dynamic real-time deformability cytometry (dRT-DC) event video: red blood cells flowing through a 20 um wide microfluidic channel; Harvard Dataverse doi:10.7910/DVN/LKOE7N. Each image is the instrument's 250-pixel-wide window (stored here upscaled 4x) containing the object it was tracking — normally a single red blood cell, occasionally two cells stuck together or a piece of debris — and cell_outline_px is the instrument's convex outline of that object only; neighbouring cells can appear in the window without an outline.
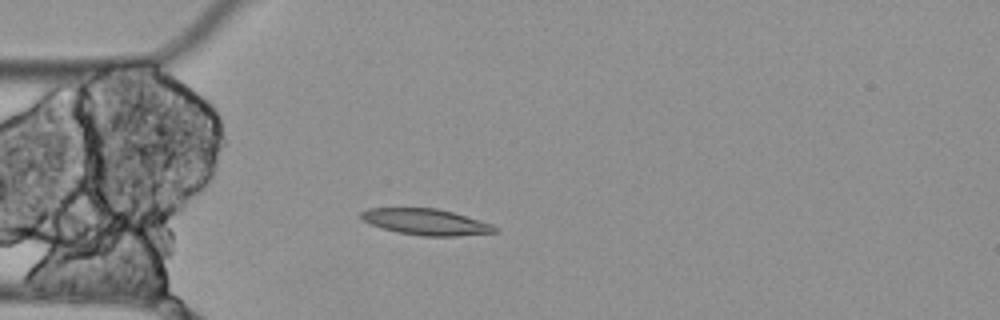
{"species": "Egyptian fruit bat (a non-hibernating species)", "species_latin": "Rousettus aegyptiacus", "temperature_condition": "cold", "stored_images_in_passage": 3, "camera_frame_rate_fps": 3000, "um_per_image_px": 0.085, "animal": {"sex": "female"}, "frame": {"image": 1, "passage_image": 3, "time_ms": 0.667, "image_size_px": [1000, 320], "cell_outline_px": [[500, 232], [456, 236], [424, 236], [400, 232], [384, 228], [372, 224], [364, 220], [360, 216], [360, 212], [368, 208], [436, 208], [452, 212], [492, 224], [500, 228]], "centroid_in_image_um": [36.27, 18.86], "position_along_channel_um": 48.7, "area_um2": 20.17}}